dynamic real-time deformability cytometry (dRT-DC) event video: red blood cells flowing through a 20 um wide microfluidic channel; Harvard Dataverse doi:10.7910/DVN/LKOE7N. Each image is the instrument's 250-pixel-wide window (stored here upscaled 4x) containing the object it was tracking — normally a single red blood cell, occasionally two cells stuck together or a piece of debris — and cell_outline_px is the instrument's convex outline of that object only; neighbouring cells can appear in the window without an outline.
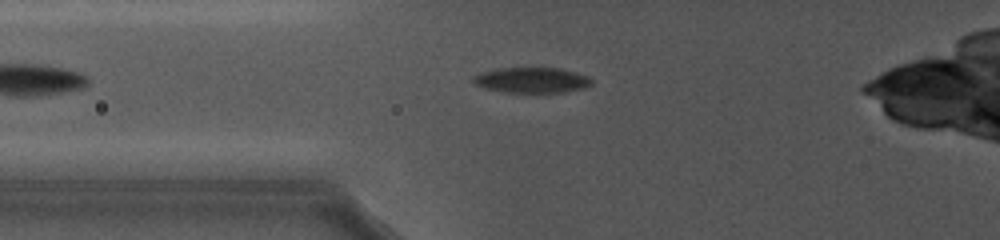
{"species": "common noctule bat (a hibernating species)", "species_latin": "Nyctalus noctula", "temperature_condition": "cold", "stored_images_in_passage": 8, "camera_frame_rate_fps": 5000, "um_per_image_px": 0.085, "animal": {"sex": "female", "body_mass_g": 19.0, "forearm_length_mm": 56.7}, "frame": {"image": 1, "passage_image": 7, "time_ms": 2.4, "image_size_px": [1000, 240], "cell_outline_px": [[592, 84], [584, 88], [564, 92], [508, 92], [488, 88], [476, 84], [472, 80], [472, 76], [496, 68], [560, 68], [576, 72], [588, 76], [592, 80]], "centroid_in_image_um": [45.25, 6.8], "position_along_channel_um": 80.6, "area_um2": 17.34}}